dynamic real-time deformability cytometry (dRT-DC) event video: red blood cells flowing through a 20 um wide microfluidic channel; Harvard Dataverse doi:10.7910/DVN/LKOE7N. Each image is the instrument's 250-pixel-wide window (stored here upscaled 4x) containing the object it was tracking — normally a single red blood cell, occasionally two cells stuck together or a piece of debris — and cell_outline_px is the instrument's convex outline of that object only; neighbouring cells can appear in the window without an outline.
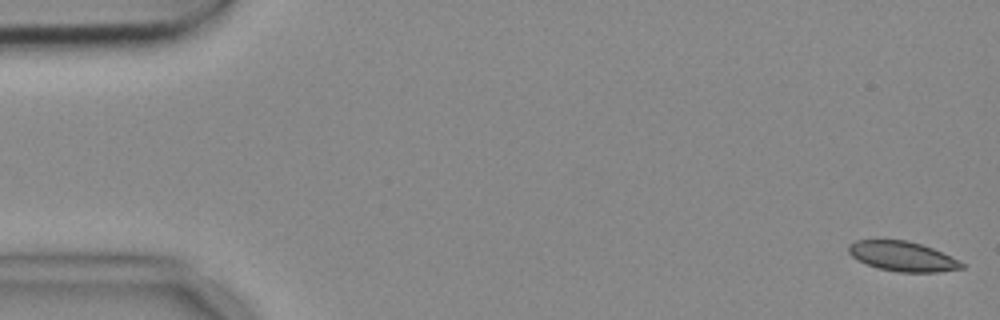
{"species": "common noctule bat (a hibernating species)", "species_latin": "Nyctalus noctula", "temperature_condition": "cold", "stored_images_in_passage": 6, "camera_frame_rate_fps": 3000, "um_per_image_px": 0.085, "animal": {"sex": "female", "body_mass_g": 18.4}, "frame": {"image": 1, "passage_image": 1, "time_ms": 0.0, "image_size_px": [1000, 320], "cell_outline_px": [[964, 268], [940, 272], [900, 272], [880, 268], [868, 264], [852, 256], [848, 252], [848, 244], [856, 240], [908, 240], [932, 248], [964, 264]], "centroid_in_image_um": [76.69, 21.78], "position_along_channel_um": 8.3, "area_um2": 19.25}}